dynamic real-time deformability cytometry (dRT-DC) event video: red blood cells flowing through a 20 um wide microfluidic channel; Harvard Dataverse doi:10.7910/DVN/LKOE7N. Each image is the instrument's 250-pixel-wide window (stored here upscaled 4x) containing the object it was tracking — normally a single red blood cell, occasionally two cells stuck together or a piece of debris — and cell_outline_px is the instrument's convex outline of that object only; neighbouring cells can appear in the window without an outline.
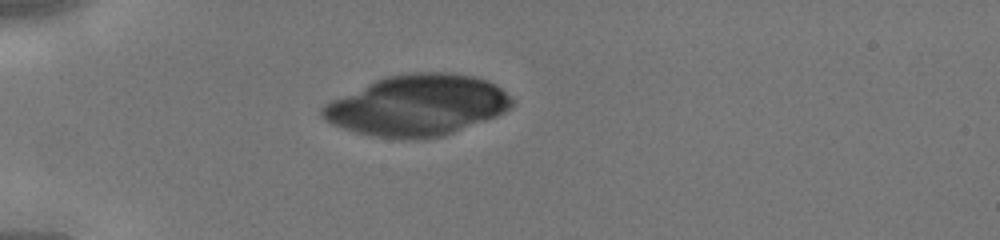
{"species": "human", "species_latin": "Homo sapiens", "temperature_condition": "cold", "stored_images_in_passage": 32, "camera_frame_rate_fps": 3000, "um_per_image_px": 0.085, "donor": {"sex": "male"}, "frame": {"image": 1, "passage_image": 1, "time_ms": 0.0, "image_size_px": [1000, 240], "cell_outline_px": [[512, 108], [496, 116], [444, 136], [376, 136], [356, 132], [332, 124], [324, 120], [320, 116], [320, 108], [324, 104], [332, 100], [376, 80], [388, 76], [412, 72], [452, 72], [472, 76], [488, 80], [496, 84], [512, 100]], "centroid_in_image_um": [35.48, 8.92], "position_along_channel_um": 49.5, "area_um2": 66.07}}
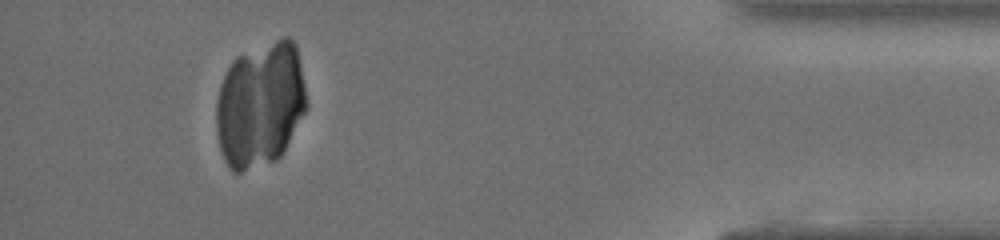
{"frame": {"image": 2, "passage_image": 29, "time_ms": 9.333, "image_size_px": [1000, 240], "cell_outline_px": [[308, 104], [304, 112], [280, 156], [276, 160], [240, 172], [232, 172], [224, 160], [220, 148], [216, 128], [216, 100], [220, 84], [232, 60], [236, 56], [284, 36], [288, 36], [296, 44]], "centroid_in_image_um": [22.1, 8.88], "position_along_channel_um": 413.1, "area_um2": 65.78}}